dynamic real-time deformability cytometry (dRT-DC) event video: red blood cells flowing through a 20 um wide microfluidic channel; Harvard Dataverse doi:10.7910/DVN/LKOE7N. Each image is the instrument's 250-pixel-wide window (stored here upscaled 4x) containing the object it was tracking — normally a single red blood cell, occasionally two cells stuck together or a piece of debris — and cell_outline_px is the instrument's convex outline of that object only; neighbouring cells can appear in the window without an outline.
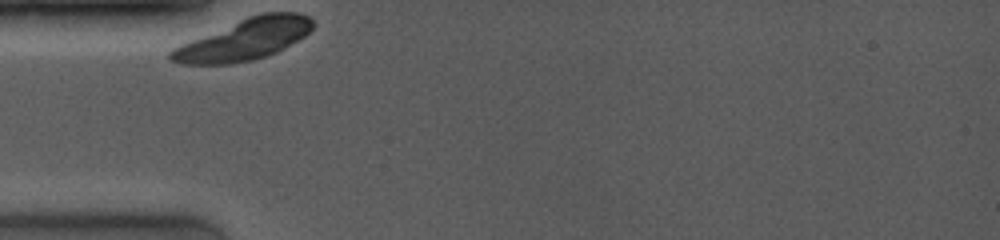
{"species": "common noctule bat (a hibernating species)", "species_latin": "Nyctalus noctula", "temperature_condition": "room temperature", "stored_images_in_passage": 7, "camera_frame_rate_fps": 4000, "um_per_image_px": 0.085, "animal": {"sex": "female", "body_mass_g": 19.0, "forearm_length_mm": 53.3}, "frame": {"image": 1, "passage_image": 1, "time_ms": 0.0, "image_size_px": [1000, 240], "cell_outline_px": [[312, 28], [304, 36], [284, 48], [276, 52], [252, 60], [232, 64], [180, 64], [172, 60], [168, 56], [168, 52], [172, 48], [248, 16], [260, 12], [300, 12], [308, 16], [312, 20]], "centroid_in_image_um": [20.76, 3.35], "position_along_channel_um": 64.2, "area_um2": 33.76}}